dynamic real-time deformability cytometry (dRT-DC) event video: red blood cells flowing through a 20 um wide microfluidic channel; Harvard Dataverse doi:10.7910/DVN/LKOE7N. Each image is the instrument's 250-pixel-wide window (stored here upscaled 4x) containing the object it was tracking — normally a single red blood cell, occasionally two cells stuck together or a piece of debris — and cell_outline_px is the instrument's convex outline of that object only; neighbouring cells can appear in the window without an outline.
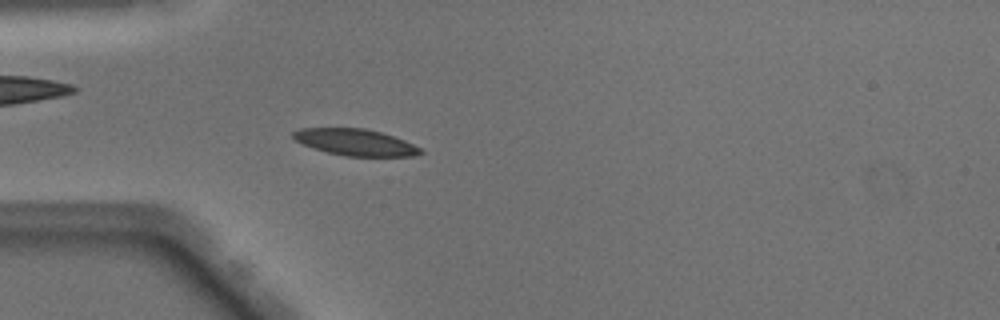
{"species": "Egyptian fruit bat (a non-hibernating species)", "species_latin": "Rousettus aegyptiacus", "temperature_condition": "warm", "stored_images_in_passage": 37, "camera_frame_rate_fps": 3000, "um_per_image_px": 0.085, "animal": {"sex": "male"}, "frame": {"image": 1, "passage_image": 2, "time_ms": 0.333, "image_size_px": [1000, 320], "cell_outline_px": [[424, 152], [416, 156], [344, 156], [328, 152], [304, 144], [296, 140], [292, 136], [292, 132], [300, 128], [364, 128], [380, 132], [404, 140], [420, 148]], "centroid_in_image_um": [30.22, 12.09], "position_along_channel_um": 54.8, "area_um2": 19.42}}
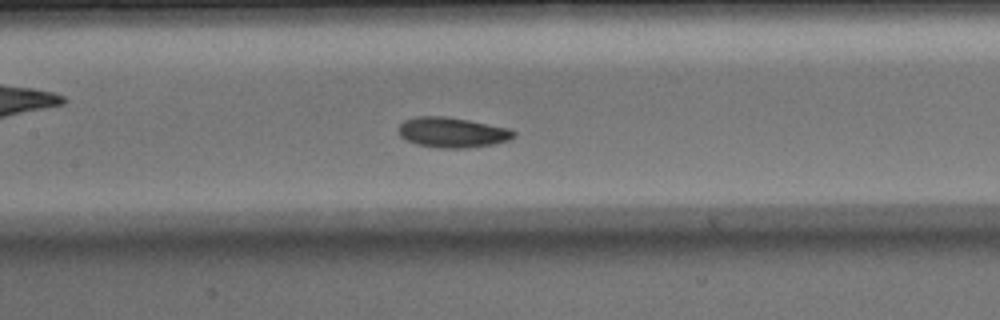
{"frame": {"image": 2, "passage_image": 11, "time_ms": 3.333, "image_size_px": [1000, 320], "cell_outline_px": [[516, 136], [508, 140], [492, 144], [468, 148], [436, 148], [416, 144], [400, 136], [396, 128], [404, 120], [416, 116], [444, 116], [468, 120], [508, 128], [516, 132]], "centroid_in_image_um": [38.4, 11.25], "position_along_channel_um": 169.0, "area_um2": 20.35}}
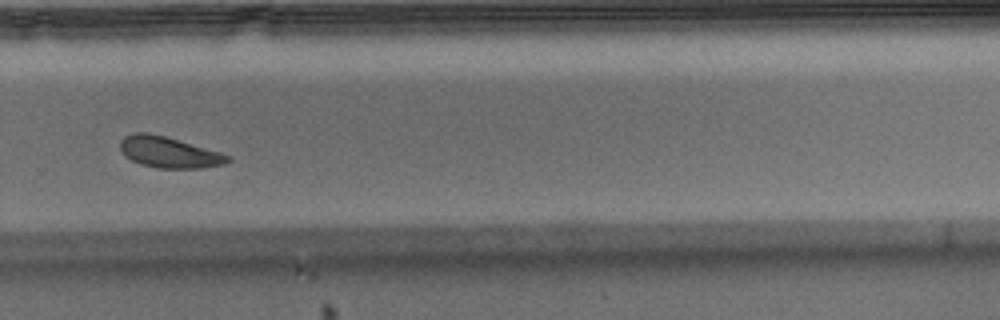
{"frame": {"image": 3, "passage_image": 22, "time_ms": 7.0, "image_size_px": [1000, 320], "cell_outline_px": [[232, 160], [224, 164], [200, 168], [156, 168], [140, 164], [124, 156], [120, 148], [120, 140], [124, 136], [132, 132], [148, 132], [164, 136], [220, 152], [232, 156]], "centroid_in_image_um": [14.34, 12.94], "position_along_channel_um": 315.5, "area_um2": 19.54}, "authors_computed_cell_mechanics": {"area_um2": 20.0566, "velocity_mm_per_s": 4.0053, "shape_relaxation_time_tau1_ms": 1.3465, "shape_relaxation_time_tau2_ms": null, "deformation_change_tau1": 0.1012, "deformation_change_tau2": null}}